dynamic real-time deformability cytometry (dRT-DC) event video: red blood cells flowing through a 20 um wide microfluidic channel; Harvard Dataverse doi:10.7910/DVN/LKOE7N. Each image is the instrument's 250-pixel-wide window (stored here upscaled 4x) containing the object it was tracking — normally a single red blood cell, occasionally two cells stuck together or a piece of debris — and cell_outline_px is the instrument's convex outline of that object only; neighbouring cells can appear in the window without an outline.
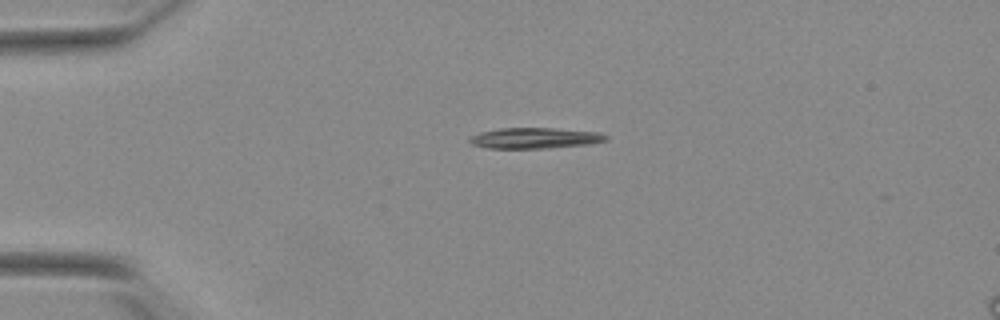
{"species": "Egyptian fruit bat (a non-hibernating species)", "species_latin": "Rousettus aegyptiacus", "temperature_condition": "warm", "stored_images_in_passage": 37, "camera_frame_rate_fps": 3000, "um_per_image_px": 0.085, "animal": {"sex": "female"}, "frame": {"image": 1, "passage_image": 1, "time_ms": 0.0, "image_size_px": [1000, 320], "cell_outline_px": [[608, 140], [588, 144], [544, 148], [488, 148], [472, 144], [468, 140], [472, 136], [480, 132], [500, 128], [552, 128], [596, 132], [608, 136]], "centroid_in_image_um": [45.44, 11.73], "position_along_channel_um": 39.6, "area_um2": 16.24}}
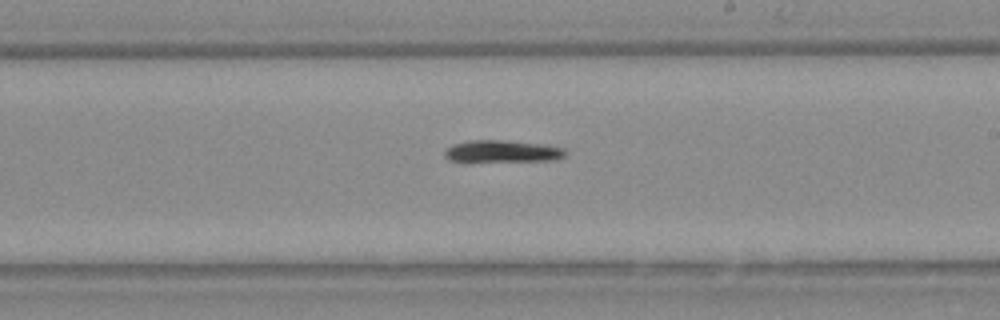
{"frame": {"image": 2, "passage_image": 20, "time_ms": 6.333, "image_size_px": [1000, 320], "cell_outline_px": [[564, 156], [556, 160], [468, 164], [448, 160], [444, 156], [444, 152], [452, 144], [468, 140], [504, 140], [544, 144], [564, 148]], "centroid_in_image_um": [42.6, 12.91], "position_along_channel_um": 246.4, "area_um2": 16.59}}
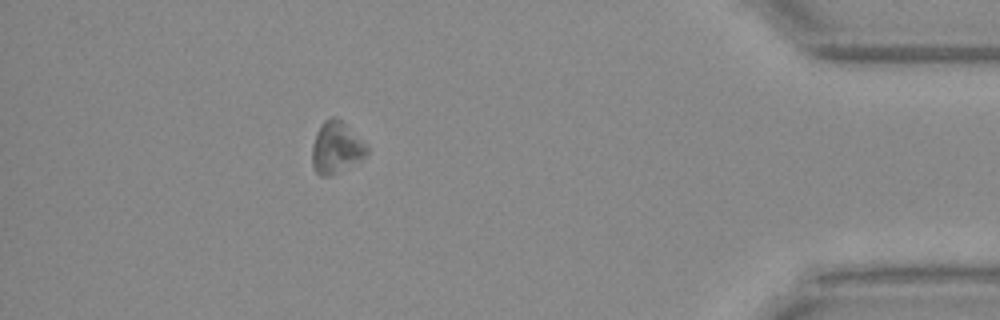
{"frame": {"image": 3, "passage_image": 36, "time_ms": 11.667, "image_size_px": [1000, 320], "cell_outline_px": [[368, 152], [360, 160], [328, 176], [320, 176], [316, 172], [312, 164], [312, 144], [316, 132], [320, 124], [324, 120], [332, 116], [340, 120], [368, 148]], "centroid_in_image_um": [28.51, 12.54], "position_along_channel_um": 406.7, "area_um2": 15.95}}